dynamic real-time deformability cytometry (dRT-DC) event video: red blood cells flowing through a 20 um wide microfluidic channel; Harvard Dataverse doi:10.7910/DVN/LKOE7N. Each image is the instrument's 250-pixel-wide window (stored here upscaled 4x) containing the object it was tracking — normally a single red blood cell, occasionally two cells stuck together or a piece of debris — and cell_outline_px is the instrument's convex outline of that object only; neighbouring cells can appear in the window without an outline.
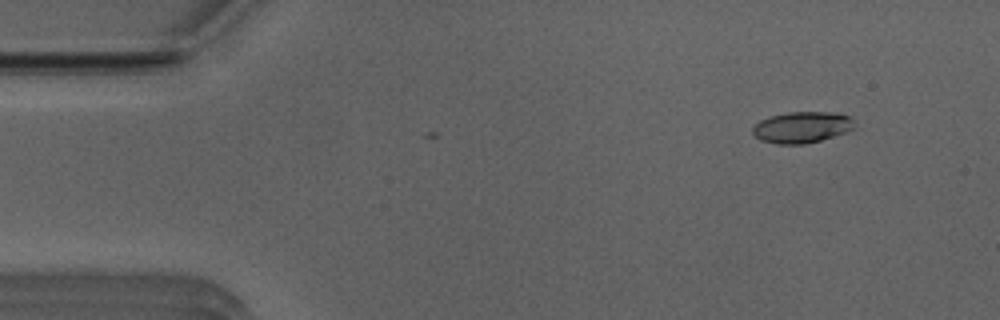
{"species": "Egyptian fruit bat (a non-hibernating species)", "species_latin": "Rousettus aegyptiacus", "temperature_condition": "room temperature", "stored_images_in_passage": 5, "camera_frame_rate_fps": 3000, "um_per_image_px": 0.085, "animal": {"sex": "male"}, "frame": {"image": 1, "passage_image": 5, "time_ms": 1.333, "image_size_px": [1000, 320], "cell_outline_px": [[852, 128], [844, 132], [820, 140], [804, 144], [776, 144], [760, 140], [752, 132], [752, 128], [760, 120], [772, 116], [788, 112], [828, 112], [848, 116], [852, 120]], "centroid_in_image_um": [68.09, 10.82], "position_along_channel_um": 16.9, "area_um2": 18.09}}